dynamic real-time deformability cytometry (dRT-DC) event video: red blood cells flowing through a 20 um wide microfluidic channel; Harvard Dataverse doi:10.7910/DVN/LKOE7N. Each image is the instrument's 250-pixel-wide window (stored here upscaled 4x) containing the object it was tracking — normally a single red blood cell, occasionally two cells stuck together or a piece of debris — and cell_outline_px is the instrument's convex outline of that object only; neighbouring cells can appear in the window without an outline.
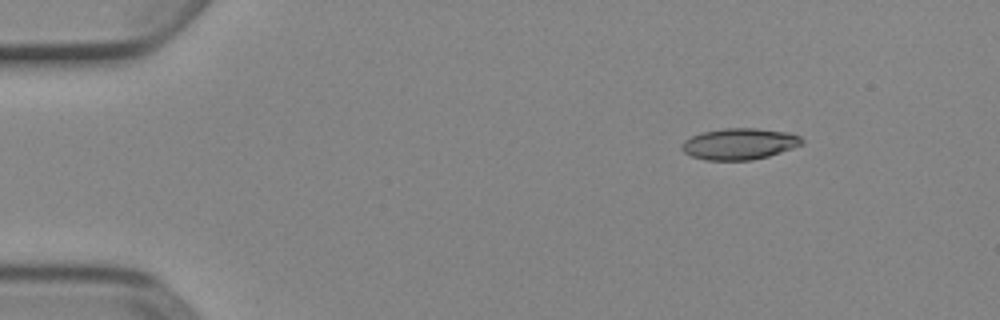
{"species": "Egyptian fruit bat (a non-hibernating species)", "species_latin": "Rousettus aegyptiacus", "temperature_condition": "cold", "stored_images_in_passage": 6, "camera_frame_rate_fps": 3000, "um_per_image_px": 0.085, "animal": {"sex": "female"}, "frame": {"image": 1, "passage_image": 2, "time_ms": 0.333, "image_size_px": [1000, 320], "cell_outline_px": [[804, 144], [768, 156], [752, 160], [704, 160], [692, 156], [684, 152], [680, 148], [680, 144], [684, 140], [692, 136], [704, 132], [724, 128], [756, 128], [792, 132], [800, 136], [804, 140]], "centroid_in_image_um": [62.87, 12.22], "position_along_channel_um": 22.1, "area_um2": 22.08}}
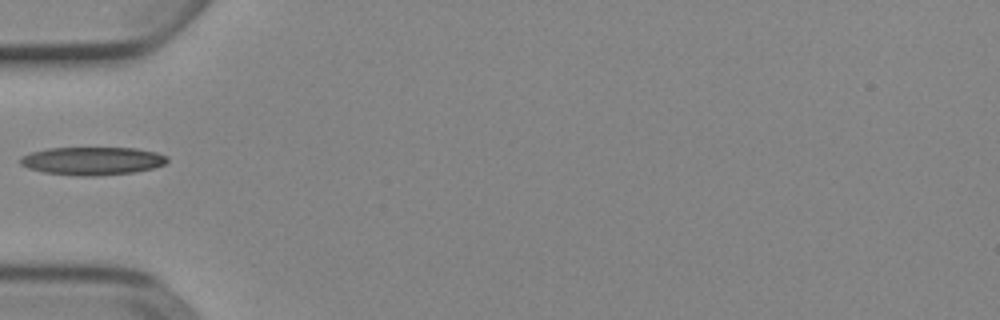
{"frame": {"image": 2, "passage_image": 5, "time_ms": 1.333, "image_size_px": [1000, 320], "cell_outline_px": [[168, 160], [164, 164], [152, 168], [132, 172], [96, 176], [80, 176], [44, 172], [28, 168], [20, 164], [20, 156], [32, 152], [48, 148], [136, 148], [156, 152], [168, 156]], "centroid_in_image_um": [7.84, 13.67], "position_along_channel_um": 77.2, "area_um2": 23.93}}
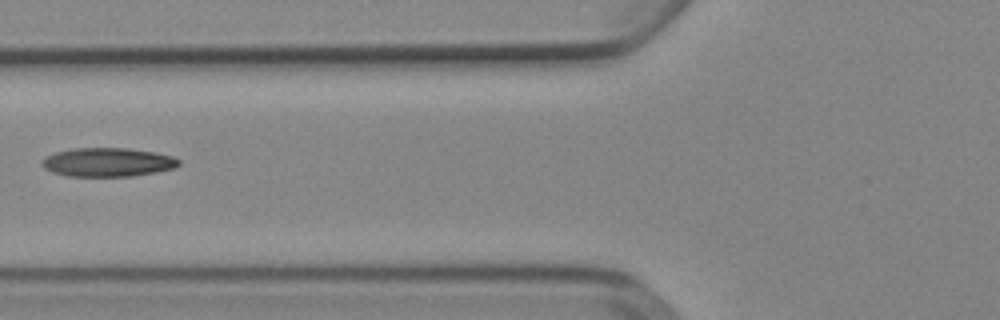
{"frame": {"image": 3, "passage_image": 6, "time_ms": 1.667, "image_size_px": [1000, 320], "cell_outline_px": [[180, 164], [176, 168], [156, 172], [132, 176], [68, 176], [52, 172], [44, 168], [40, 164], [40, 160], [44, 156], [56, 152], [72, 148], [128, 148], [152, 152], [172, 156], [180, 160]], "centroid_in_image_um": [9.12, 13.79], "position_along_channel_um": 116.7, "area_um2": 23.12}}